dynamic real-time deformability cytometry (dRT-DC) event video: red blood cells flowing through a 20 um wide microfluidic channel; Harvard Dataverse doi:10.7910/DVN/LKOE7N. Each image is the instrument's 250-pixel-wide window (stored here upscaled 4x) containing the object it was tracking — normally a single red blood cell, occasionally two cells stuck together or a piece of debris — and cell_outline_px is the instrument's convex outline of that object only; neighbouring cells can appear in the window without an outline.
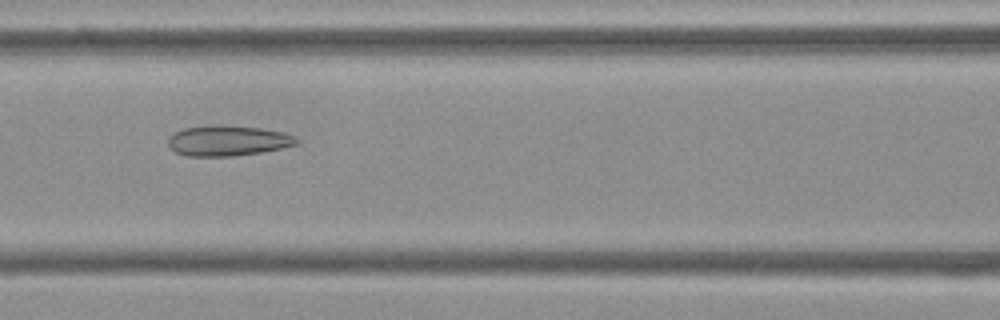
{"species": "Egyptian fruit bat (a non-hibernating species)", "species_latin": "Rousettus aegyptiacus", "temperature_condition": "cold", "stored_images_in_passage": 53, "camera_frame_rate_fps": 3000, "um_per_image_px": 0.085, "frame": {"image": 1, "passage_image": 23, "time_ms": 7.333, "image_size_px": [1000, 320], "cell_outline_px": [[300, 144], [260, 152], [232, 156], [188, 156], [176, 152], [168, 144], [168, 136], [184, 128], [260, 128], [284, 132], [296, 136], [300, 140]], "centroid_in_image_um": [19.43, 12.01], "position_along_channel_um": 147.2, "area_um2": 21.73}}
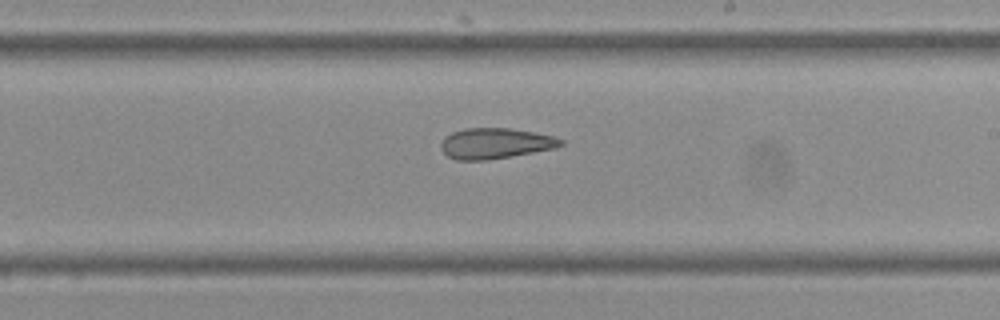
{"frame": {"image": 2, "passage_image": 31, "time_ms": 10.0, "image_size_px": [1000, 320], "cell_outline_px": [[564, 144], [556, 148], [484, 160], [456, 160], [448, 156], [440, 148], [440, 144], [444, 136], [452, 132], [464, 128], [508, 128], [532, 132], [552, 136], [564, 140]], "centroid_in_image_um": [42.06, 12.18], "position_along_channel_um": 246.9, "area_um2": 21.21}}
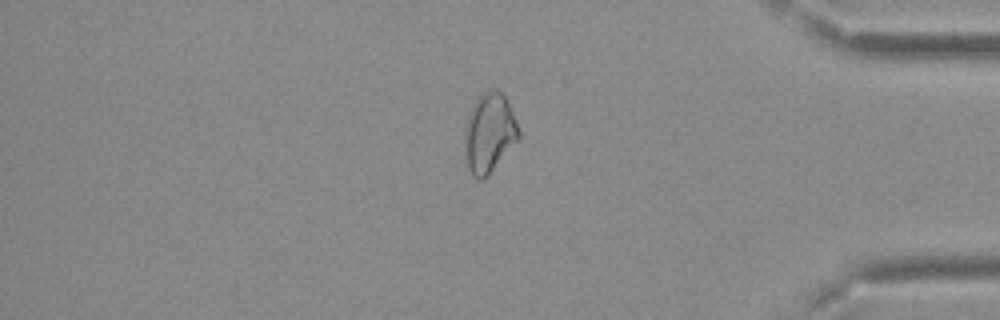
{"frame": {"image": 3, "passage_image": 45, "time_ms": 14.667, "image_size_px": [1000, 320], "cell_outline_px": [[520, 136], [492, 168], [480, 180], [472, 176], [468, 168], [464, 140], [464, 124], [472, 104], [484, 92], [496, 88], [508, 100], [520, 132]], "centroid_in_image_um": [41.55, 11.23], "position_along_channel_um": 393.6, "area_um2": 24.45}, "authors_computed_cell_mechanics": {"area_um2": 24.9696, "velocity_mm_per_s": 3.7458, "shape_relaxation_time_tau1_ms": null, "shape_relaxation_time_tau2_ms": 4.5877, "deformation_change_tau1": null, "deformation_change_tau2": 0.1434}}